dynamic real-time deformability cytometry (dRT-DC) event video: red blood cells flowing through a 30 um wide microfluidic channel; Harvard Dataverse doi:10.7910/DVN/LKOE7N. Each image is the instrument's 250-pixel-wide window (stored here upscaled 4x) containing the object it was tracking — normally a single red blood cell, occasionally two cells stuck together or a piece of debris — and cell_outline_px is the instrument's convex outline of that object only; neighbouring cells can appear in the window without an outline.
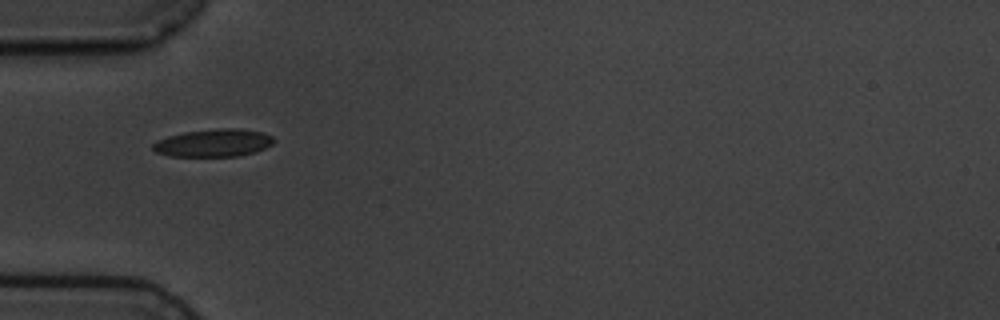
{"species": "common noctule bat (a hibernating species)", "species_latin": "Nyctalus noctula", "temperature_condition": "cold", "stored_images_in_passage": 11, "camera_frame_rate_fps": 3000, "um_per_image_px": 0.085, "animal": {"sex": "male", "body_mass_g": 19.5, "forearm_length_mm": 54.6}, "frame": {"image": 1, "passage_image": 1, "time_ms": 0.0, "image_size_px": [1000, 320], "cell_outline_px": [[276, 140], [272, 144], [264, 148], [240, 156], [172, 156], [156, 152], [152, 148], [152, 144], [168, 136], [184, 132], [216, 128], [236, 128], [264, 132], [272, 136]], "centroid_in_image_um": [18.18, 12.14], "position_along_channel_um": 66.8, "area_um2": 19.42}}
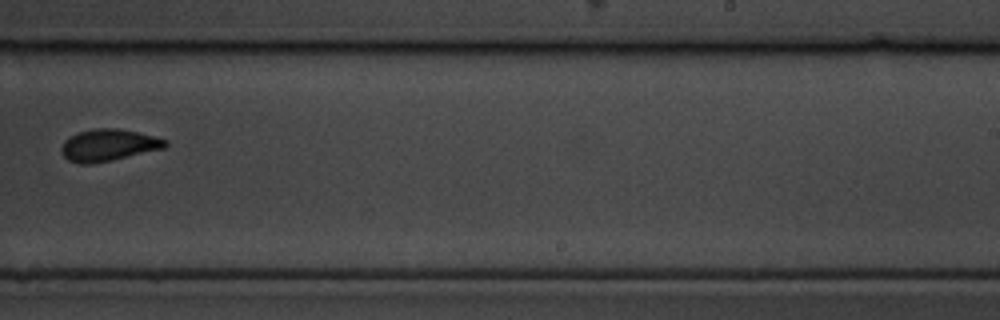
{"frame": {"image": 2, "passage_image": 6, "time_ms": 6.0, "image_size_px": [1000, 320], "cell_outline_px": [[168, 144], [164, 148], [112, 160], [92, 164], [80, 164], [68, 160], [64, 156], [60, 148], [64, 140], [68, 136], [76, 132], [92, 128], [120, 128], [140, 132], [168, 140]], "centroid_in_image_um": [9.19, 12.32], "position_along_channel_um": 279.8, "area_um2": 19.59}}
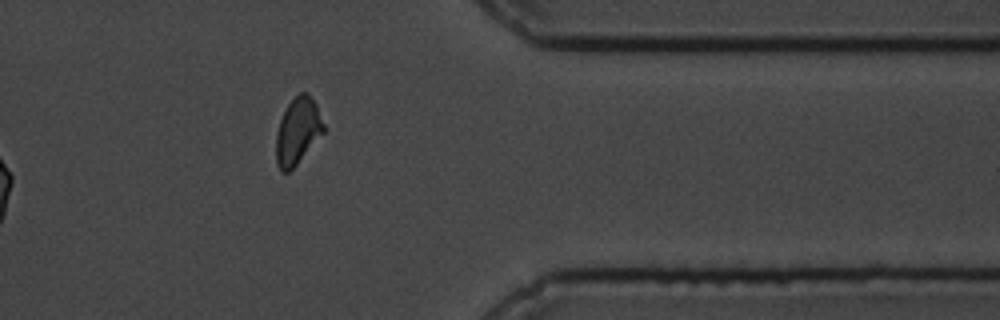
{"frame": {"image": 3, "passage_image": 9, "time_ms": 9.333, "image_size_px": [1000, 320], "cell_outline_px": [[324, 132], [296, 164], [288, 172], [280, 172], [276, 164], [276, 132], [280, 120], [288, 104], [300, 92], [308, 92], [316, 104], [324, 124]], "centroid_in_image_um": [25.29, 11.14], "position_along_channel_um": 386.1, "area_um2": 18.26}, "authors_computed_cell_mechanics": {"area_um2": 19.2474, "velocity_mm_per_s": 3.5652, "shape_relaxation_time_tau1_ms": 3.3162, "shape_relaxation_time_tau2_ms": 0.9637, "deformation_change_tau1": 0.0953, "deformation_change_tau2": 0.0481}}